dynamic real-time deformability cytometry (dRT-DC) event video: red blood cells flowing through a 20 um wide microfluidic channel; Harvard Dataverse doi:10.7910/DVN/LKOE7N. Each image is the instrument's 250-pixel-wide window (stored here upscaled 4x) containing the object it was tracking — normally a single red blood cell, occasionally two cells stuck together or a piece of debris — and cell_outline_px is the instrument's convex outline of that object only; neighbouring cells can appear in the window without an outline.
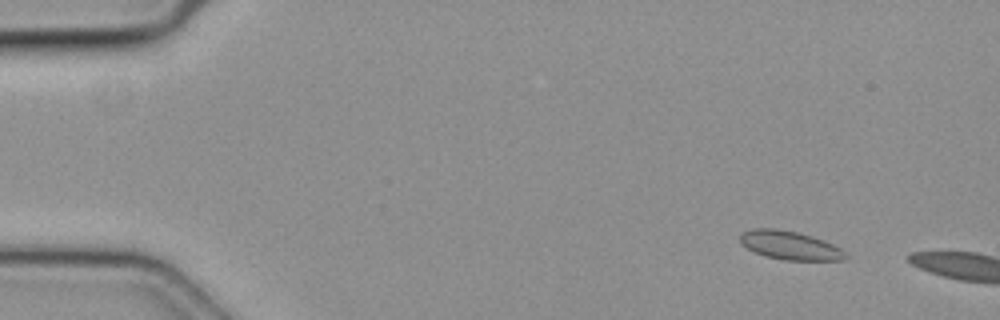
{"species": "common noctule bat (a hibernating species)", "species_latin": "Nyctalus noctula", "temperature_condition": "cold", "stored_images_in_passage": 8, "camera_frame_rate_fps": 3000, "um_per_image_px": 0.085, "animal": {"sex": "female", "body_mass_g": 19.3, "forearm_length_mm": 54.1}, "frame": {"image": 1, "passage_image": 5, "time_ms": 1.333, "image_size_px": [1000, 320], "cell_outline_px": [[848, 256], [844, 260], [784, 260], [764, 256], [740, 244], [740, 236], [744, 232], [752, 228], [772, 228], [796, 232], [812, 236], [832, 244], [840, 248]], "centroid_in_image_um": [67.13, 20.86], "position_along_channel_um": 17.9, "area_um2": 17.4}}